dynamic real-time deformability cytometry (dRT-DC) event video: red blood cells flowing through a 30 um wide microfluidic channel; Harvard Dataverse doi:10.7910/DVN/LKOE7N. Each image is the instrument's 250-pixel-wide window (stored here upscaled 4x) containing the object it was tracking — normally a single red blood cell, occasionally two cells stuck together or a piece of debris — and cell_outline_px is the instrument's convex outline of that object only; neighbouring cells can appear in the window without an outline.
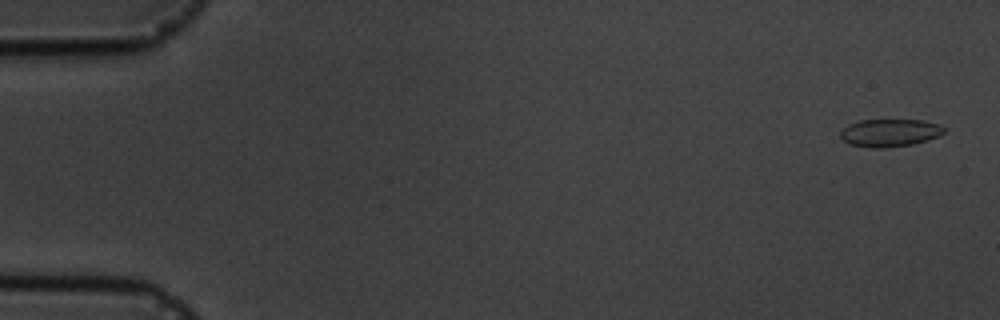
{"species": "common noctule bat (a hibernating species)", "species_latin": "Nyctalus noctula", "temperature_condition": "cold", "stored_images_in_passage": 4, "camera_frame_rate_fps": 3000, "um_per_image_px": 0.085, "animal": {"sex": "male", "body_mass_g": 19.5, "forearm_length_mm": 54.6}, "frame": {"image": 1, "passage_image": 1, "time_ms": 0.0, "image_size_px": [1000, 320], "cell_outline_px": [[944, 132], [928, 140], [912, 144], [884, 148], [868, 148], [848, 144], [840, 136], [840, 132], [848, 124], [860, 120], [924, 120], [940, 124], [944, 128]], "centroid_in_image_um": [75.6, 11.29], "position_along_channel_um": 9.4, "area_um2": 16.76}}
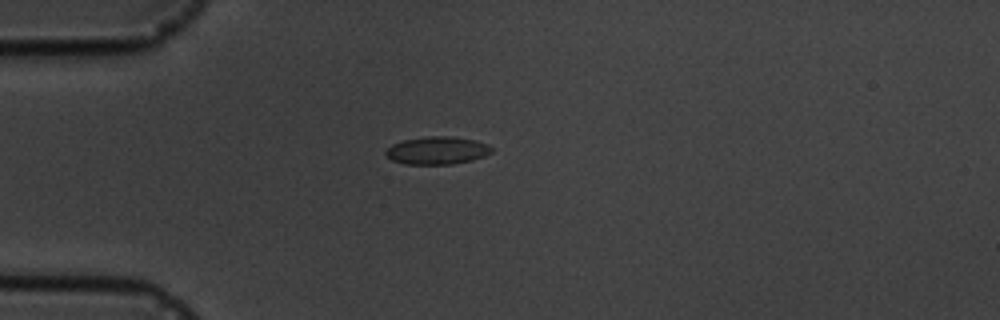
{"frame": {"image": 2, "passage_image": 4, "time_ms": 4.333, "image_size_px": [1000, 320], "cell_outline_px": [[492, 152], [484, 156], [472, 160], [452, 164], [404, 164], [392, 160], [384, 152], [392, 144], [404, 140], [428, 136], [448, 136], [476, 140], [488, 144], [492, 148]], "centroid_in_image_um": [37.17, 12.79], "position_along_channel_um": 47.8, "area_um2": 17.05}}